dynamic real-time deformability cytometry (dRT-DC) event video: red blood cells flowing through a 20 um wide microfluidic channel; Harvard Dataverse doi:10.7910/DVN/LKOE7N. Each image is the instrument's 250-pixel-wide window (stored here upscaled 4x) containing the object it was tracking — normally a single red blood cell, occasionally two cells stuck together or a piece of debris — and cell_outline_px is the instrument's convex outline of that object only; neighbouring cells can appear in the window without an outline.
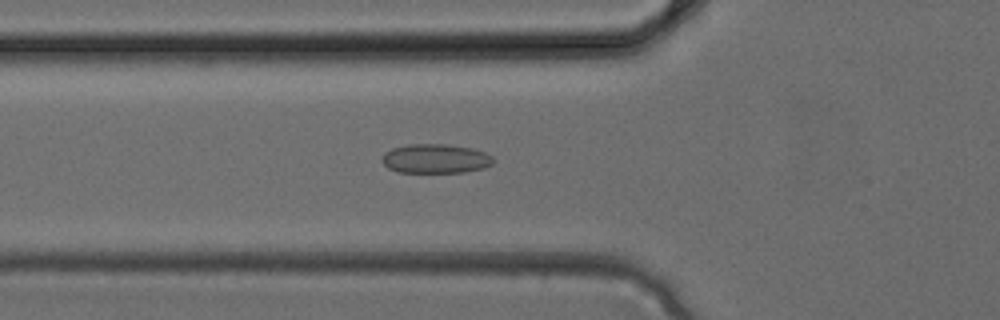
{"species": "common noctule bat (a hibernating species)", "species_latin": "Nyctalus noctula", "temperature_condition": "cold", "stored_images_in_passage": 34, "camera_frame_rate_fps": 3000, "um_per_image_px": 0.085, "animal": {"sex": "female", "body_mass_g": 24.6, "forearm_length_mm": 56.2}, "frame": {"image": 1, "passage_image": 11, "time_ms": 3.333, "image_size_px": [1000, 320], "cell_outline_px": [[492, 164], [484, 168], [464, 172], [396, 172], [388, 168], [380, 160], [384, 152], [392, 148], [408, 144], [444, 144], [472, 148], [484, 152], [492, 156]], "centroid_in_image_um": [36.97, 13.48], "position_along_channel_um": 88.8, "area_um2": 19.02}}
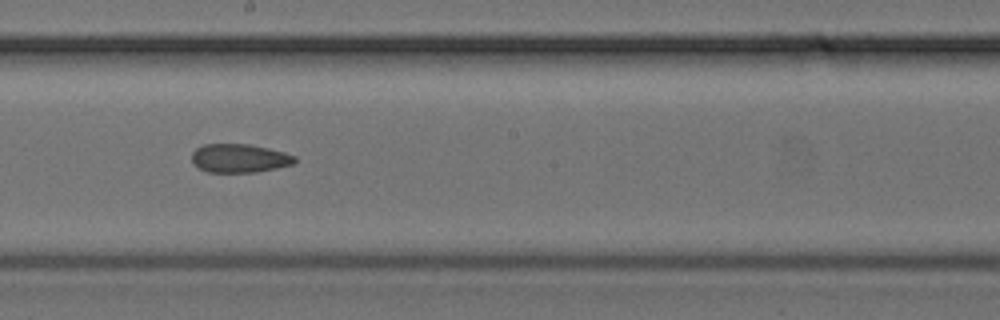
{"frame": {"image": 2, "passage_image": 18, "time_ms": 5.667, "image_size_px": [1000, 320], "cell_outline_px": [[296, 160], [292, 164], [276, 168], [256, 172], [208, 172], [200, 168], [192, 160], [192, 152], [196, 148], [204, 144], [248, 144], [268, 148], [284, 152], [296, 156]], "centroid_in_image_um": [20.36, 13.44], "position_along_channel_um": 227.8, "area_um2": 17.05}}
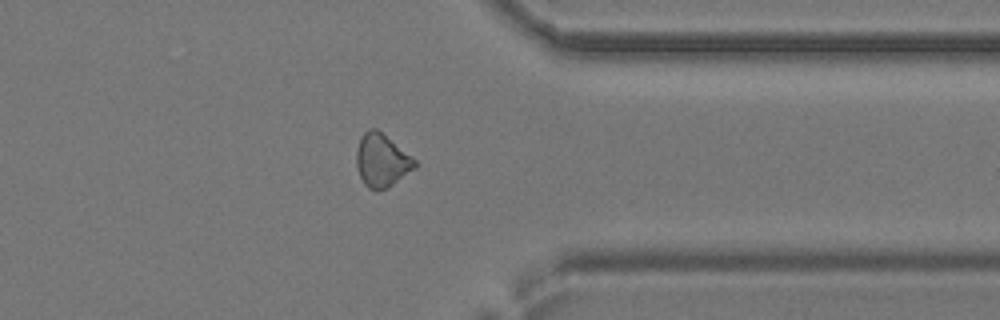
{"frame": {"image": 3, "passage_image": 26, "time_ms": 8.333, "image_size_px": [1000, 320], "cell_outline_px": [[416, 168], [388, 188], [368, 188], [364, 184], [360, 176], [356, 164], [356, 152], [360, 136], [368, 128], [376, 128], [412, 156], [416, 160]], "centroid_in_image_um": [32.45, 13.61], "position_along_channel_um": 379.0, "area_um2": 17.98}}